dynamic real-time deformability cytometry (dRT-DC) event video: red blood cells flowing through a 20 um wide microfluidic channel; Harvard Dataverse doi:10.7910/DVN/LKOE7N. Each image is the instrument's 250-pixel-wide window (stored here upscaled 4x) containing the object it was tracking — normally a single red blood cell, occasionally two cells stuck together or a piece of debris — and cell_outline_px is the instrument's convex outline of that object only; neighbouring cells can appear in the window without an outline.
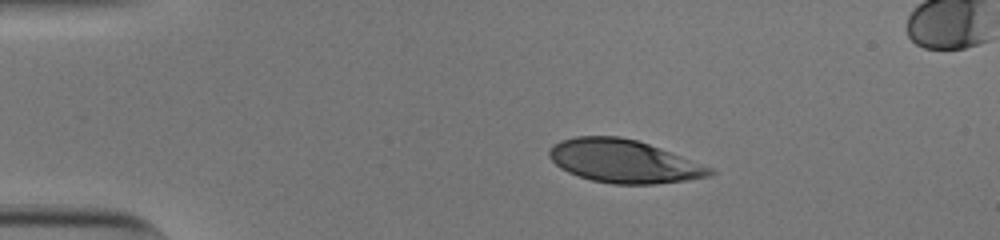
{"species": "human", "species_latin": "Homo sapiens", "temperature_condition": "cold", "stored_images_in_passage": 45, "camera_frame_rate_fps": 3000, "um_per_image_px": 0.085, "donor": {"sex": "male"}, "frame": {"image": 1, "passage_image": 1, "time_ms": 0.0, "image_size_px": [1000, 240], "cell_outline_px": [[716, 172], [712, 176], [684, 180], [652, 184], [612, 184], [592, 180], [568, 172], [560, 168], [548, 156], [548, 152], [552, 144], [560, 140], [576, 136], [620, 136], [636, 140], [660, 148], [712, 168]], "centroid_in_image_um": [52.98, 13.7], "position_along_channel_um": 32.0, "area_um2": 40.11}}
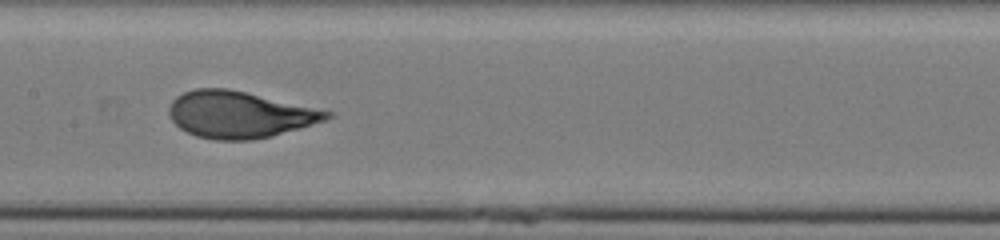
{"frame": {"image": 2, "passage_image": 18, "time_ms": 5.667, "image_size_px": [1000, 240], "cell_outline_px": [[332, 116], [324, 120], [272, 136], [252, 140], [216, 140], [196, 136], [180, 128], [172, 120], [168, 112], [168, 108], [172, 100], [176, 96], [184, 92], [196, 88], [228, 88], [332, 112]], "centroid_in_image_um": [20.28, 9.74], "position_along_channel_um": 187.1, "area_um2": 42.43}}
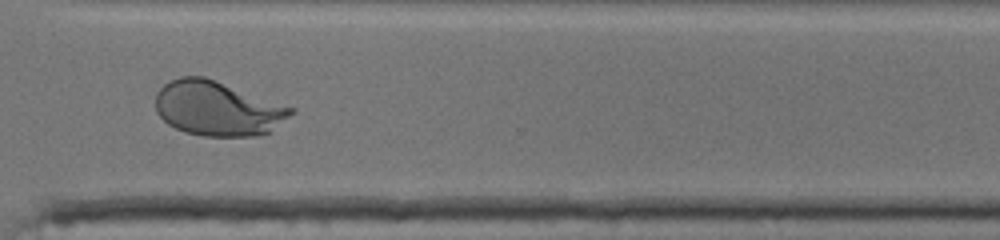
{"frame": {"image": 3, "passage_image": 31, "time_ms": 10.0, "image_size_px": [1000, 240], "cell_outline_px": [[296, 112], [268, 132], [252, 136], [204, 136], [184, 132], [168, 124], [156, 112], [156, 92], [164, 84], [180, 76], [204, 76], [296, 108]], "centroid_in_image_um": [18.49, 9.21], "position_along_channel_um": 352.1, "area_um2": 43.06}}